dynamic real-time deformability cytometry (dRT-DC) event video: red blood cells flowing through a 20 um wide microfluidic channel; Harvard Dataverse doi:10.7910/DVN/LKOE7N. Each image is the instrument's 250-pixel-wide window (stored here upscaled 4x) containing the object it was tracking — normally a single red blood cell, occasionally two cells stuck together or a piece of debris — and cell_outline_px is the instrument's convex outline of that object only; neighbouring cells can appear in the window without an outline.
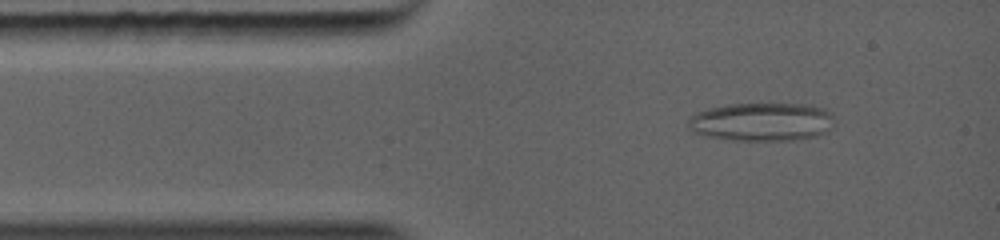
{"species": "common noctule bat (a hibernating species)", "species_latin": "Nyctalus noctula", "temperature_condition": "warm", "stored_images_in_passage": 18, "camera_frame_rate_fps": 5000, "um_per_image_px": 0.085, "animal": {"sex": "female", "body_mass_g": 19.0, "forearm_length_mm": 56.7}, "frame": {"image": 1, "passage_image": 3, "time_ms": 1.2, "image_size_px": [1000, 240], "cell_outline_px": [[812, 112], [796, 136], [728, 136], [708, 132], [708, 112], [716, 108], [732, 104], [768, 100], [812, 108]], "centroid_in_image_um": [64.46, 10.13], "position_along_channel_um": 20.5, "area_um2": 22.31}}
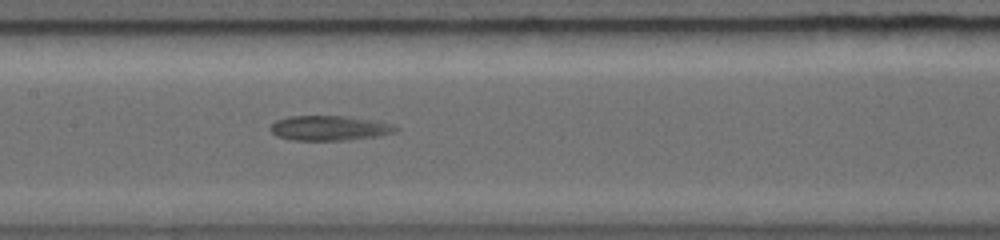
{"frame": {"image": 2, "passage_image": 11, "time_ms": 5.4, "image_size_px": [1000, 240], "cell_outline_px": [[372, 132], [332, 140], [296, 140], [280, 136], [272, 132], [272, 124], [280, 120], [296, 116], [332, 116], [356, 124]], "centroid_in_image_um": [26.91, 10.9], "position_along_channel_um": 180.5, "area_um2": 12.95}}
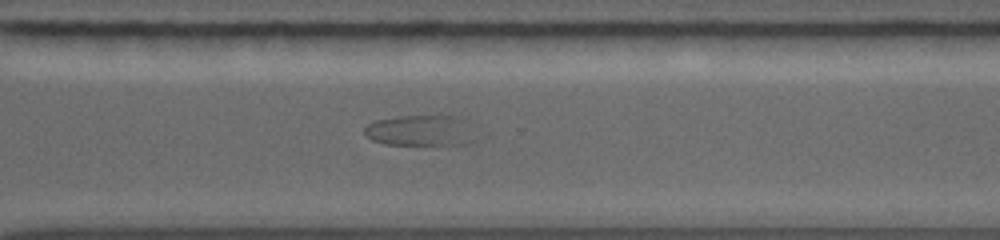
{"frame": {"image": 3, "passage_image": 18, "time_ms": 8.8, "image_size_px": [1000, 240], "cell_outline_px": [[444, 116], [424, 144], [392, 144], [376, 140], [372, 124], [380, 120], [408, 116]], "centroid_in_image_um": [34.51, 11.01], "position_along_channel_um": 336.1, "area_um2": 11.21}}